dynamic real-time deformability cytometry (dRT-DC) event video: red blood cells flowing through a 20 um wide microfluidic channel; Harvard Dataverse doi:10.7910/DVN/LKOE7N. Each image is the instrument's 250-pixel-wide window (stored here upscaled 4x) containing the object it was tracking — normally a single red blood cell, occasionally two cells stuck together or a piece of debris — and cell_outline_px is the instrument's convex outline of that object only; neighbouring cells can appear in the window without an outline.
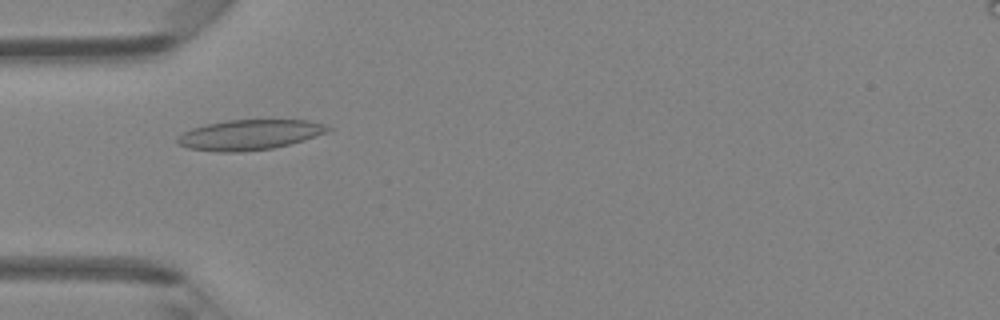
{"species": "Egyptian fruit bat (a non-hibernating species)", "species_latin": "Rousettus aegyptiacus", "temperature_condition": "room temperature", "stored_images_in_passage": 47, "camera_frame_rate_fps": 3000, "um_per_image_px": 0.085, "animal": {"sex": "female"}, "frame": {"image": 1, "passage_image": 15, "time_ms": 4.667, "image_size_px": [1000, 320], "cell_outline_px": [[332, 128], [316, 136], [304, 140], [272, 148], [240, 152], [220, 152], [188, 148], [176, 144], [176, 136], [192, 128], [208, 124], [228, 120], [308, 120], [324, 124]], "centroid_in_image_um": [21.16, 11.46], "position_along_channel_um": 63.8, "area_um2": 26.3}}
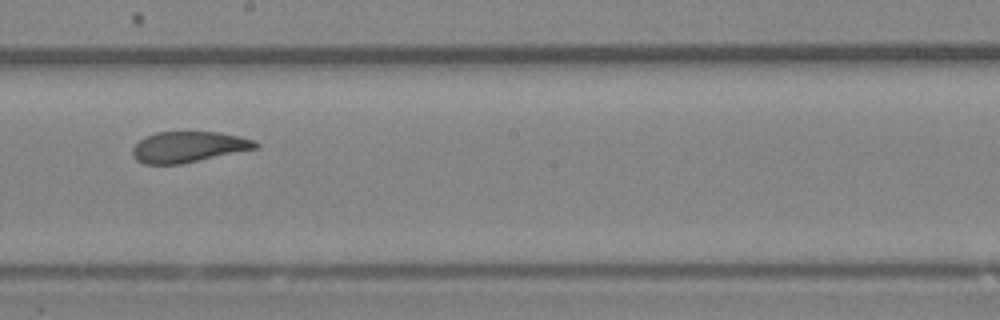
{"frame": {"image": 2, "passage_image": 27, "time_ms": 8.667, "image_size_px": [1000, 320], "cell_outline_px": [[260, 148], [180, 164], [144, 164], [136, 160], [132, 156], [132, 148], [144, 136], [156, 132], [220, 132], [240, 136], [256, 140], [260, 144]], "centroid_in_image_um": [16.05, 12.48], "position_along_channel_um": 232.2, "area_um2": 22.37}}
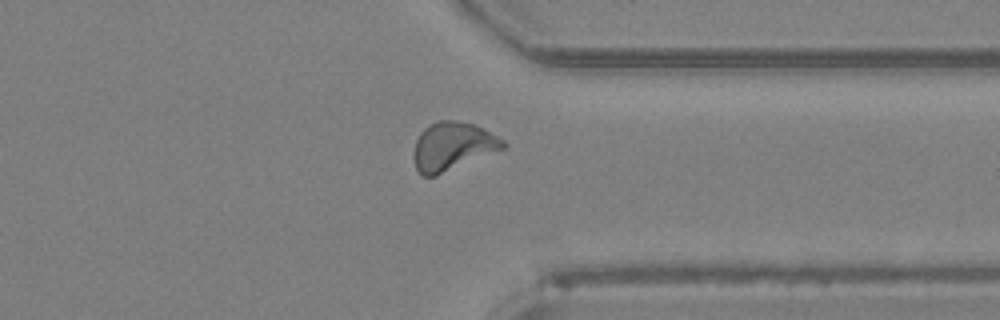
{"frame": {"image": 3, "passage_image": 37, "time_ms": 12.0, "image_size_px": [1000, 320], "cell_outline_px": [[508, 144], [504, 148], [436, 176], [424, 176], [416, 168], [412, 156], [416, 140], [420, 132], [424, 128], [436, 120], [460, 120], [484, 128], [504, 140]], "centroid_in_image_um": [38.45, 12.42], "position_along_channel_um": 372.9, "area_um2": 25.2}, "authors_computed_cell_mechanics": {"area_um2": 23.7558, "velocity_mm_per_s": 4.2634, "shape_relaxation_time_tau1_ms": 6.1441, "shape_relaxation_time_tau2_ms": 1.1873, "deformation_change_tau1": 0.1548, "deformation_change_tau2": 0.0691}}